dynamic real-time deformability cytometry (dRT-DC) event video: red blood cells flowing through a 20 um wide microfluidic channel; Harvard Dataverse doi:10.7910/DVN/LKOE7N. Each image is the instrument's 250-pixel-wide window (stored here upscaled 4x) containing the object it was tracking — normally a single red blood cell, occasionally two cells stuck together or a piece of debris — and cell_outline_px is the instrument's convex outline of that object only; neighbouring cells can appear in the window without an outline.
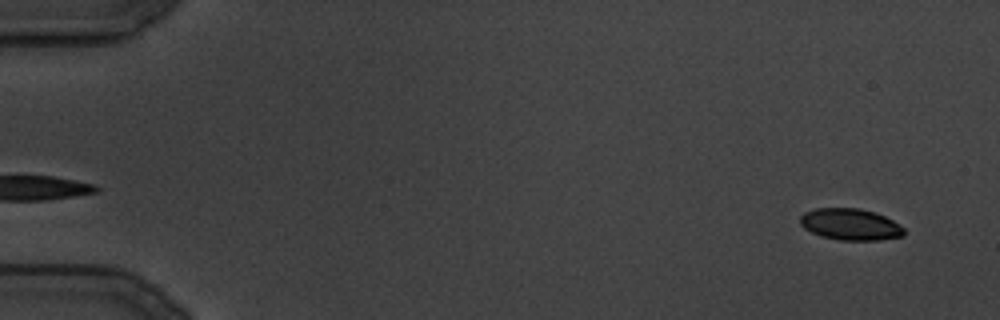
{"species": "common noctule bat (a hibernating species)", "species_latin": "Nyctalus noctula", "temperature_condition": "cold", "stored_images_in_passage": 126, "camera_frame_rate_fps": 3000, "um_per_image_px": 0.085, "animal": {"sex": "male", "body_mass_g": 19.5, "forearm_length_mm": 54.6}, "frame": {"image": 1, "passage_image": 7, "time_ms": 2.0, "image_size_px": [1000, 320], "cell_outline_px": [[904, 236], [876, 240], [840, 240], [820, 236], [804, 228], [800, 224], [800, 216], [804, 212], [816, 208], [860, 208], [876, 212], [892, 220], [904, 228]], "centroid_in_image_um": [72.27, 19.06], "position_along_channel_um": 12.7, "area_um2": 19.13}}
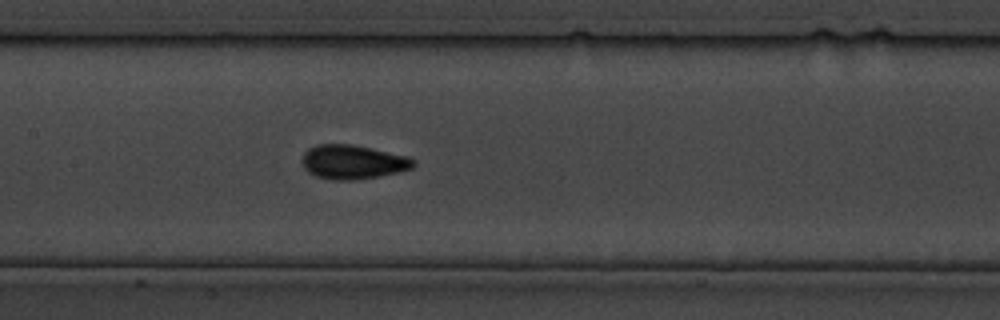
{"frame": {"image": 2, "passage_image": 62, "time_ms": 20.333, "image_size_px": [1000, 320], "cell_outline_px": [[416, 164], [412, 168], [396, 172], [376, 176], [348, 180], [336, 180], [316, 176], [308, 172], [304, 168], [304, 152], [308, 148], [316, 144], [352, 144], [372, 148], [408, 156], [416, 160]], "centroid_in_image_um": [30.0, 13.75], "position_along_channel_um": 177.4, "area_um2": 21.91}}
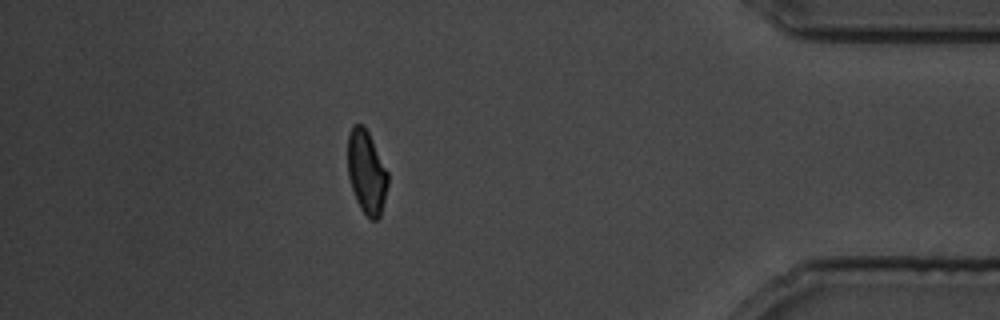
{"frame": {"image": 3, "passage_image": 111, "time_ms": 36.667, "image_size_px": [1000, 320], "cell_outline_px": [[388, 184], [380, 216], [376, 220], [372, 220], [360, 208], [356, 200], [348, 176], [348, 132], [352, 124], [364, 124], [388, 172]], "centroid_in_image_um": [31.15, 14.6], "position_along_channel_um": 404.1, "area_um2": 19.42}}